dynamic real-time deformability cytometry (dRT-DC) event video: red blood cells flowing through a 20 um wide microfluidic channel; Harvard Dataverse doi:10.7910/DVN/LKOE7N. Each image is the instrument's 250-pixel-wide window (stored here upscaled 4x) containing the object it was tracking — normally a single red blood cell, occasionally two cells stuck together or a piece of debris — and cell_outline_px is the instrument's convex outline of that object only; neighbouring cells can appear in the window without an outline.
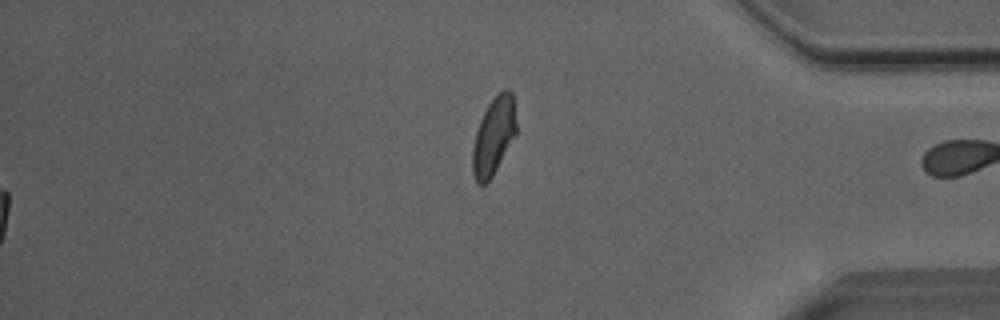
{"species": "Egyptian fruit bat (a non-hibernating species)", "species_latin": "Rousettus aegyptiacus", "temperature_condition": "room temperature", "stored_images_in_passage": 51, "segment_of_instrument_passage": [2, 2], "camera_frame_rate_fps": 3000, "um_per_image_px": 0.085, "animal": {"sex": "male"}, "frame": {"image": 1, "passage_image": 51, "time_ms": 16.667, "image_size_px": [1000, 320], "cell_outline_px": [[516, 136], [492, 176], [484, 184], [476, 184], [472, 172], [472, 148], [476, 132], [480, 120], [488, 104], [504, 88], [508, 88], [512, 92], [516, 124]], "centroid_in_image_um": [41.96, 11.58], "position_along_channel_um": 393.2, "area_um2": 19.71}}